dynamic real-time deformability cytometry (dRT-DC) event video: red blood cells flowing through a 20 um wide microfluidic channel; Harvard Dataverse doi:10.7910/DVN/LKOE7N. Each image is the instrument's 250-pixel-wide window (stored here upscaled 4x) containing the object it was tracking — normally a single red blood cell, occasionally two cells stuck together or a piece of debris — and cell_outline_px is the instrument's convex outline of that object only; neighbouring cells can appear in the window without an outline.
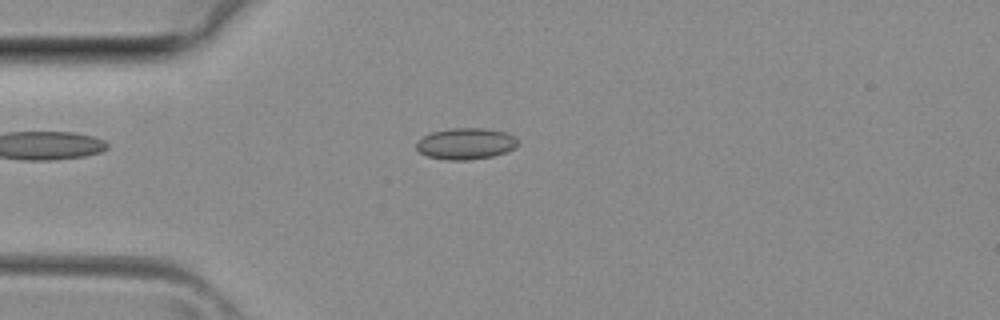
{"species": "common noctule bat (a hibernating species)", "species_latin": "Nyctalus noctula", "temperature_condition": "room temperature", "stored_images_in_passage": 29, "camera_frame_rate_fps": 3000, "um_per_image_px": 0.085, "animal": {"sex": "female", "body_mass_g": 29.2, "forearm_length_mm": 56.3}, "frame": {"image": 1, "passage_image": 1, "time_ms": 0.0, "image_size_px": [1000, 320], "cell_outline_px": [[520, 144], [504, 152], [492, 156], [468, 160], [448, 160], [428, 156], [420, 152], [416, 148], [416, 144], [424, 136], [432, 132], [452, 128], [484, 128], [508, 132], [516, 136]], "centroid_in_image_um": [39.63, 12.2], "position_along_channel_um": 45.4, "area_um2": 18.5}}
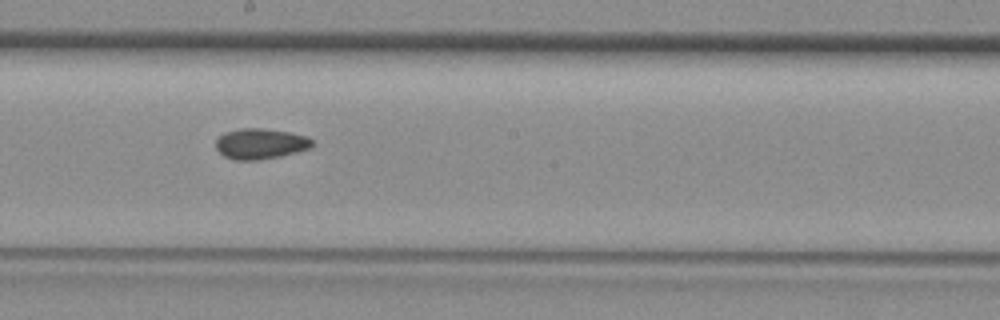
{"frame": {"image": 2, "passage_image": 12, "time_ms": 3.667, "image_size_px": [1000, 320], "cell_outline_px": [[312, 144], [308, 148], [296, 152], [280, 156], [260, 160], [232, 160], [224, 156], [216, 148], [216, 140], [224, 132], [240, 128], [260, 128], [288, 132], [304, 136], [312, 140]], "centroid_in_image_um": [22.08, 12.22], "position_along_channel_um": 226.1, "area_um2": 16.99}}
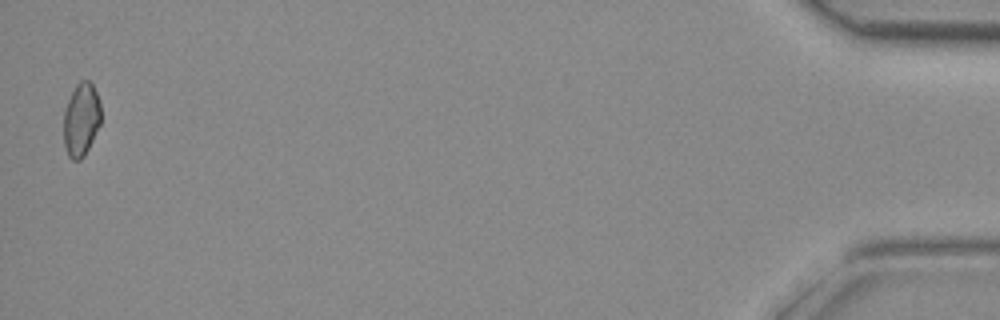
{"frame": {"image": 3, "passage_image": 29, "time_ms": 9.333, "image_size_px": [1000, 320], "cell_outline_px": [[100, 124], [84, 156], [80, 160], [72, 160], [68, 156], [64, 144], [64, 112], [68, 100], [76, 84], [80, 80], [88, 80], [92, 84], [96, 92], [100, 104]], "centroid_in_image_um": [6.89, 10.16], "position_along_channel_um": 428.3, "area_um2": 15.78}}